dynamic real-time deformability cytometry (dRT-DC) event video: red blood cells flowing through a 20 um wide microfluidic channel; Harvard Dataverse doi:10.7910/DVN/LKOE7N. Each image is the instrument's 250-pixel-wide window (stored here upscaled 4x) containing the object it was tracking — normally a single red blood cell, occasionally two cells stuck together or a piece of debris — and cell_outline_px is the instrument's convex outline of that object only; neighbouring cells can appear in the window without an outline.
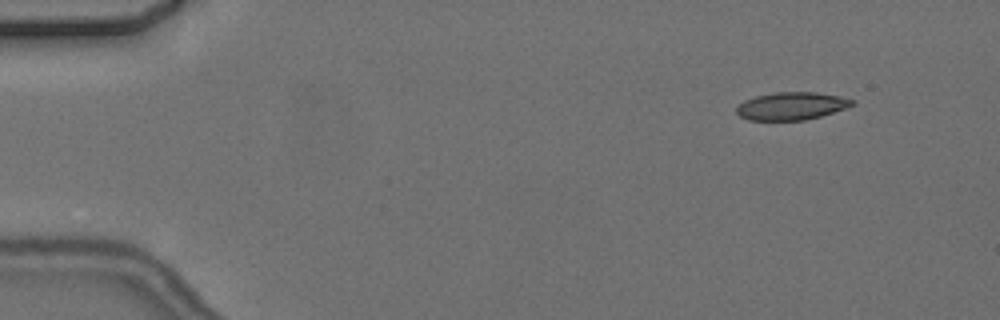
{"species": "common noctule bat (a hibernating species)", "species_latin": "Nyctalus noctula", "temperature_condition": "cold", "stored_images_in_passage": 4, "camera_frame_rate_fps": 3000, "um_per_image_px": 0.085, "animal": {"sex": "female", "body_mass_g": 24.6, "forearm_length_mm": 56.2}, "frame": {"image": 1, "passage_image": 1, "time_ms": 0.0, "image_size_px": [1000, 320], "cell_outline_px": [[856, 104], [820, 116], [804, 120], [748, 120], [740, 116], [736, 112], [736, 108], [744, 100], [756, 96], [776, 92], [816, 92], [840, 96], [856, 100]], "centroid_in_image_um": [67.28, 9.0], "position_along_channel_um": 17.7, "area_um2": 18.61}}